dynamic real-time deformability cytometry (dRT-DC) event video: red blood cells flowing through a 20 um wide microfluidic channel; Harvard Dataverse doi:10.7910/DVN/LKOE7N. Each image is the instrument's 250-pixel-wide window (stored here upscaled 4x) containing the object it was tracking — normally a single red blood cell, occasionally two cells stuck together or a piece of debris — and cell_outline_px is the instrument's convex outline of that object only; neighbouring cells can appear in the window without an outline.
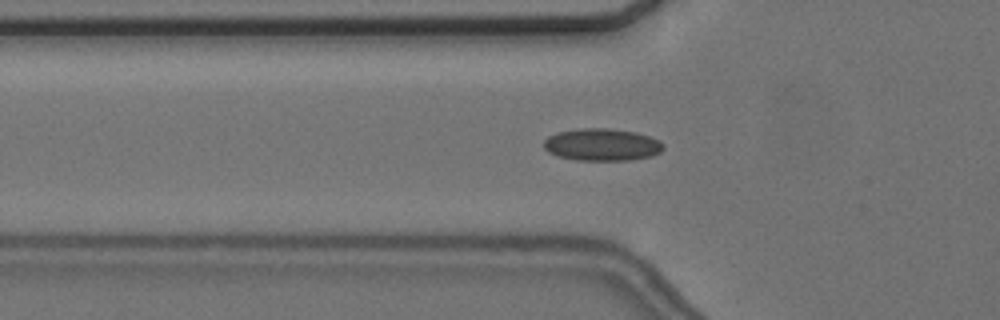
{"species": "common noctule bat (a hibernating species)", "species_latin": "Nyctalus noctula", "temperature_condition": "cold", "stored_images_in_passage": 53, "camera_frame_rate_fps": 3000, "um_per_image_px": 0.085, "animal": {"sex": "female", "body_mass_g": 24.6, "forearm_length_mm": 56.2}, "frame": {"image": 1, "passage_image": 17, "time_ms": 5.333, "image_size_px": [1000, 320], "cell_outline_px": [[664, 148], [660, 152], [652, 156], [628, 160], [576, 160], [556, 156], [548, 152], [544, 148], [544, 140], [548, 136], [560, 132], [576, 128], [608, 128], [636, 132], [660, 140], [664, 144]], "centroid_in_image_um": [51.17, 12.29], "position_along_channel_um": 74.6, "area_um2": 22.6}}
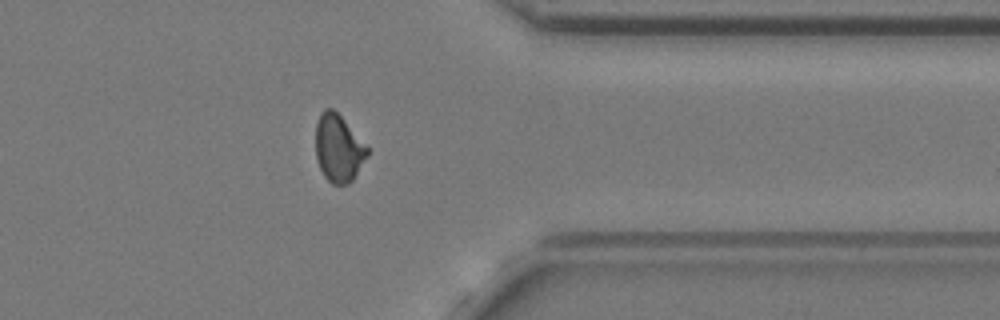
{"frame": {"image": 2, "passage_image": 43, "time_ms": 14.0, "image_size_px": [1000, 320], "cell_outline_px": [[368, 156], [352, 180], [348, 184], [332, 184], [324, 176], [316, 160], [316, 124], [320, 112], [324, 108], [332, 108], [344, 120], [368, 148]], "centroid_in_image_um": [28.75, 12.6], "position_along_channel_um": 382.7, "area_um2": 20.11}}
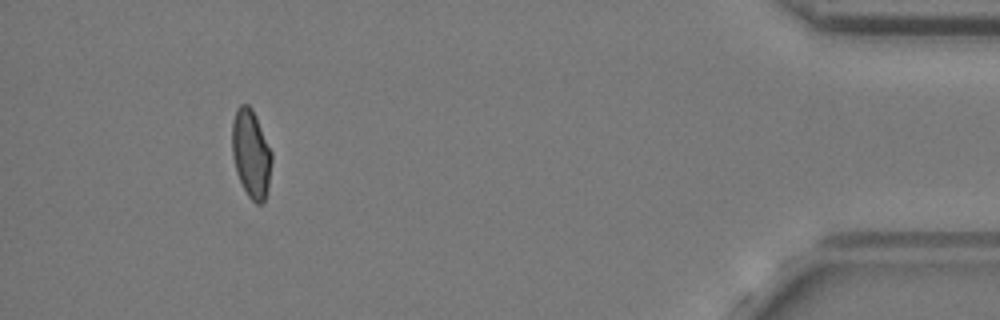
{"frame": {"image": 3, "passage_image": 50, "time_ms": 16.333, "image_size_px": [1000, 320], "cell_outline_px": [[272, 160], [268, 188], [264, 200], [260, 204], [256, 204], [248, 196], [236, 172], [232, 156], [232, 120], [236, 108], [240, 104], [248, 104], [252, 108], [256, 116], [272, 152]], "centroid_in_image_um": [21.33, 13.03], "position_along_channel_um": 413.9, "area_um2": 20.46}}